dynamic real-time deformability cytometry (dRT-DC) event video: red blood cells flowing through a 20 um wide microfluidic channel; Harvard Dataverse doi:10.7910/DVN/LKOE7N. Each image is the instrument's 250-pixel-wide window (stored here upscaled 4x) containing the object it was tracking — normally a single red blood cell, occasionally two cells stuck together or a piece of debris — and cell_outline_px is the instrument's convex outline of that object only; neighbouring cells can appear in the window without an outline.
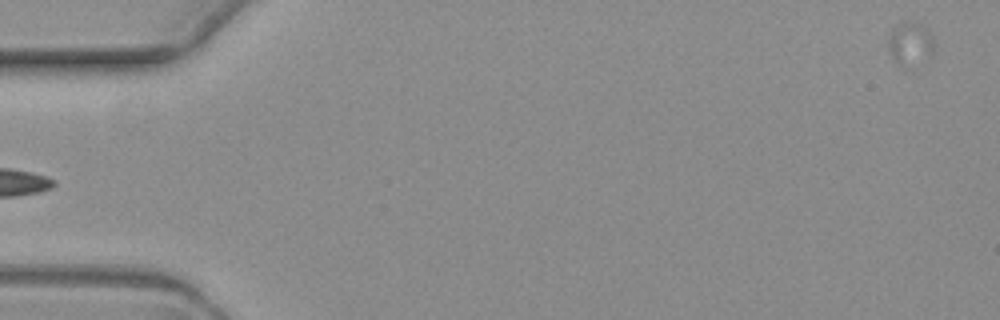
{"species": "common noctule bat (a hibernating species)", "species_latin": "Nyctalus noctula", "temperature_condition": "warm", "stored_images_in_passage": 2, "camera_frame_rate_fps": 3000, "um_per_image_px": 0.085, "animal": {"sex": "female", "body_mass_g": 19.3, "forearm_length_mm": 54.1}, "frame": {"image": 1, "passage_image": 2, "time_ms": 2.333, "image_size_px": [1000, 320], "cell_outline_px": [[932, 56], [904, 68], [888, 52], [888, 40], [892, 28], [904, 20], [920, 24], [928, 28], [932, 32]], "centroid_in_image_um": [77.36, 3.67], "position_along_channel_um": 7.6, "area_um2": 11.5}}